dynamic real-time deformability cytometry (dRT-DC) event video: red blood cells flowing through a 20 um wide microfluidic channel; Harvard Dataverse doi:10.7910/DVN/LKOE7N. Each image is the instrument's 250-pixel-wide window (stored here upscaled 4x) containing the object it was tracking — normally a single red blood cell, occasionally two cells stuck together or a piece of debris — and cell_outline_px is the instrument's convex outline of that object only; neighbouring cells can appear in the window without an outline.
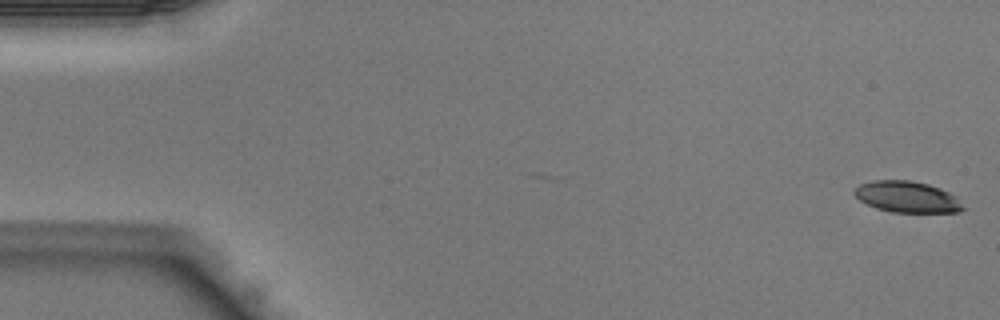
{"species": "Egyptian fruit bat (a non-hibernating species)", "species_latin": "Rousettus aegyptiacus", "temperature_condition": "warm", "stored_images_in_passage": 11, "camera_frame_rate_fps": 3000, "um_per_image_px": 0.085, "animal": {"sex": "male"}, "frame": {"image": 1, "passage_image": 1, "time_ms": 0.0, "image_size_px": [1000, 320], "cell_outline_px": [[968, 208], [960, 212], [892, 212], [876, 208], [860, 200], [852, 192], [860, 184], [872, 180], [908, 180], [928, 184], [940, 188], [956, 196]], "centroid_in_image_um": [77.15, 16.74], "position_along_channel_um": 7.8, "area_um2": 19.88}}